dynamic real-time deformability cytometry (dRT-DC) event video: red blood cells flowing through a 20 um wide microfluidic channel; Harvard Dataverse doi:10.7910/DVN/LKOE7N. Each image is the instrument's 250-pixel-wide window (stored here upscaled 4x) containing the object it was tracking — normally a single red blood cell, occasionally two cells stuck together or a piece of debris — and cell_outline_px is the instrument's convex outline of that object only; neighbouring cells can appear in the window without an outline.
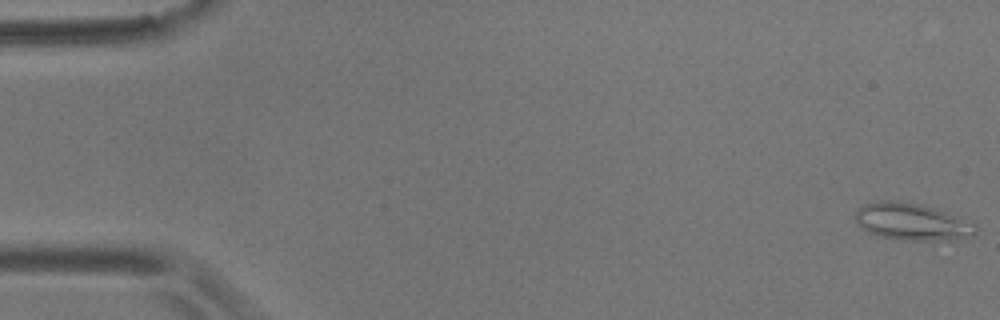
{"species": "common noctule bat (a hibernating species)", "species_latin": "Nyctalus noctula", "temperature_condition": "room temperature", "stored_images_in_passage": 29, "camera_frame_rate_fps": 3000, "um_per_image_px": 0.085, "animal": {"sex": "male", "body_mass_g": 17.9}, "frame": {"image": 1, "passage_image": 1, "time_ms": 0.0, "image_size_px": [1000, 320], "cell_outline_px": [[976, 232], [972, 236], [932, 240], [900, 240], [880, 236], [868, 232], [860, 228], [856, 224], [856, 208], [864, 204], [880, 200], [896, 200], [936, 208], [976, 224]], "centroid_in_image_um": [77.44, 18.83], "position_along_channel_um": 7.6, "area_um2": 25.78}}
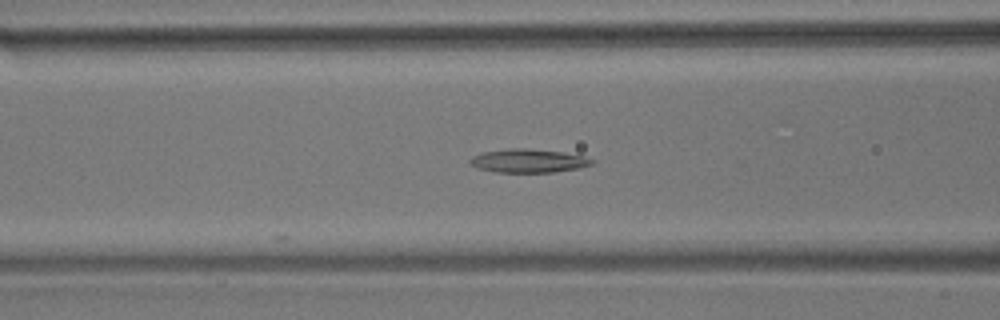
{"frame": {"image": 2, "passage_image": 22, "time_ms": 7.0, "image_size_px": [1000, 320], "cell_outline_px": [[596, 160], [592, 164], [580, 168], [556, 172], [496, 172], [476, 168], [468, 160], [472, 156], [484, 152], [512, 148], [528, 148], [564, 152], [584, 156]], "centroid_in_image_um": [44.95, 13.67], "position_along_channel_um": 121.7, "area_um2": 16.82}}
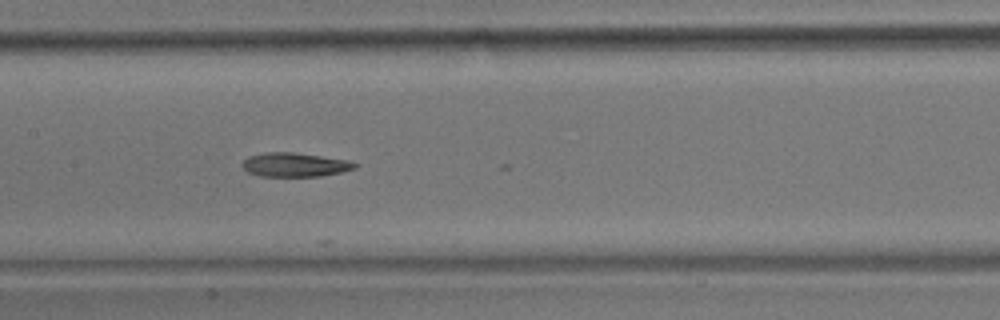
{"frame": {"image": 3, "passage_image": 27, "time_ms": 8.667, "image_size_px": [1000, 320], "cell_outline_px": [[356, 168], [340, 172], [320, 176], [260, 176], [248, 172], [240, 164], [248, 156], [264, 152], [292, 152], [348, 160], [356, 164]], "centroid_in_image_um": [25.01, 14.0], "position_along_channel_um": 182.4, "area_um2": 15.61}}